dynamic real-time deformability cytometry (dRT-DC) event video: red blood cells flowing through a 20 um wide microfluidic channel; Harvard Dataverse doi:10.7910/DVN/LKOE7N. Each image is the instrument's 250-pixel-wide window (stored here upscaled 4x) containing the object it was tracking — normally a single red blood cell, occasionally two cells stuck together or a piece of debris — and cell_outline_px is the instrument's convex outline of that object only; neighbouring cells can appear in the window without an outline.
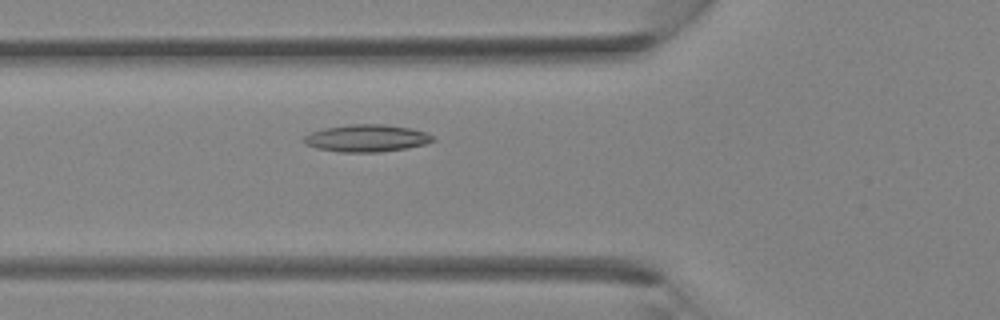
{"species": "Egyptian fruit bat (a non-hibernating species)", "species_latin": "Rousettus aegyptiacus", "temperature_condition": "room temperature", "stored_images_in_passage": 37, "camera_frame_rate_fps": 3000, "um_per_image_px": 0.085, "animal": {"sex": "female"}, "frame": {"image": 1, "passage_image": 13, "time_ms": 4.0, "image_size_px": [1000, 320], "cell_outline_px": [[436, 140], [424, 144], [408, 148], [380, 152], [340, 152], [316, 148], [304, 144], [300, 140], [304, 136], [312, 132], [324, 128], [348, 124], [384, 124], [412, 128], [424, 132], [432, 136]], "centroid_in_image_um": [31.13, 11.75], "position_along_channel_um": 94.7, "area_um2": 20.63}}
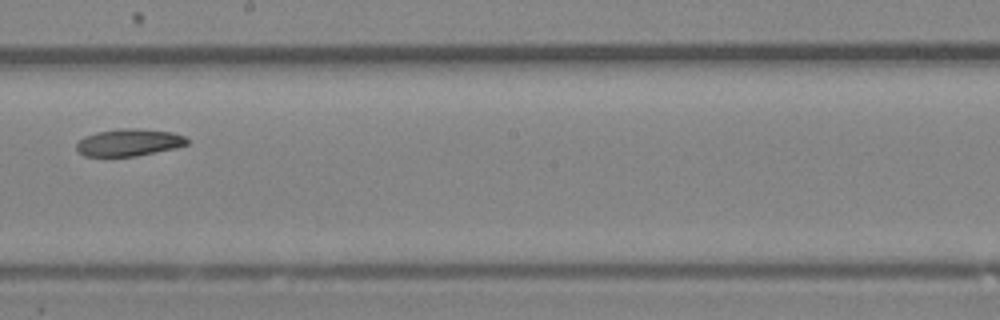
{"frame": {"image": 2, "passage_image": 21, "time_ms": 6.667, "image_size_px": [1000, 320], "cell_outline_px": [[188, 144], [176, 148], [136, 156], [84, 156], [76, 148], [76, 144], [84, 136], [96, 132], [116, 128], [128, 128], [172, 132], [184, 136], [188, 140]], "centroid_in_image_um": [10.95, 12.11], "position_along_channel_um": 237.3, "area_um2": 17.46}}
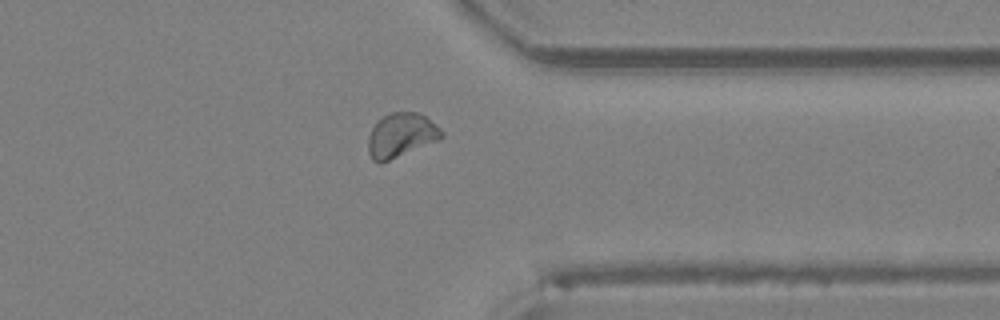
{"frame": {"image": 3, "passage_image": 29, "time_ms": 9.333, "image_size_px": [1000, 320], "cell_outline_px": [[444, 136], [440, 140], [380, 164], [372, 160], [368, 152], [368, 136], [372, 128], [384, 116], [392, 112], [416, 112], [424, 116], [440, 128], [444, 132]], "centroid_in_image_um": [34.1, 11.52], "position_along_channel_um": 377.3, "area_um2": 18.9}}